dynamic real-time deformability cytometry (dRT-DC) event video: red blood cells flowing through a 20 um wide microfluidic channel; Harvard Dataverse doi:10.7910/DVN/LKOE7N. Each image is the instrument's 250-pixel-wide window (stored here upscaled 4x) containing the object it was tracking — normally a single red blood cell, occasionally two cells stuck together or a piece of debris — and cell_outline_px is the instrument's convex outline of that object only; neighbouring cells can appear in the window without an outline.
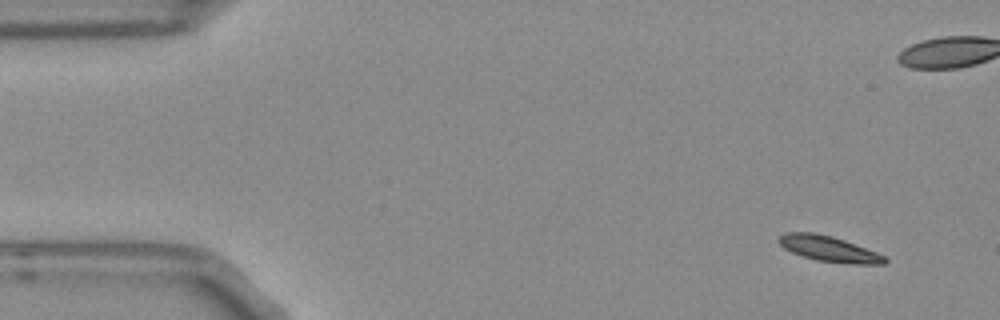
{"species": "Egyptian fruit bat (a non-hibernating species)", "species_latin": "Rousettus aegyptiacus", "temperature_condition": "room temperature", "stored_images_in_passage": 5, "camera_frame_rate_fps": 3000, "um_per_image_px": 0.085, "frame": {"image": 1, "passage_image": 1, "time_ms": 0.0, "image_size_px": [1000, 320], "cell_outline_px": [[888, 260], [884, 264], [852, 264], [816, 260], [792, 252], [784, 248], [776, 240], [784, 232], [816, 232], [832, 236], [844, 240], [876, 252], [884, 256]], "centroid_in_image_um": [70.43, 21.14], "position_along_channel_um": 14.6, "area_um2": 15.72}}